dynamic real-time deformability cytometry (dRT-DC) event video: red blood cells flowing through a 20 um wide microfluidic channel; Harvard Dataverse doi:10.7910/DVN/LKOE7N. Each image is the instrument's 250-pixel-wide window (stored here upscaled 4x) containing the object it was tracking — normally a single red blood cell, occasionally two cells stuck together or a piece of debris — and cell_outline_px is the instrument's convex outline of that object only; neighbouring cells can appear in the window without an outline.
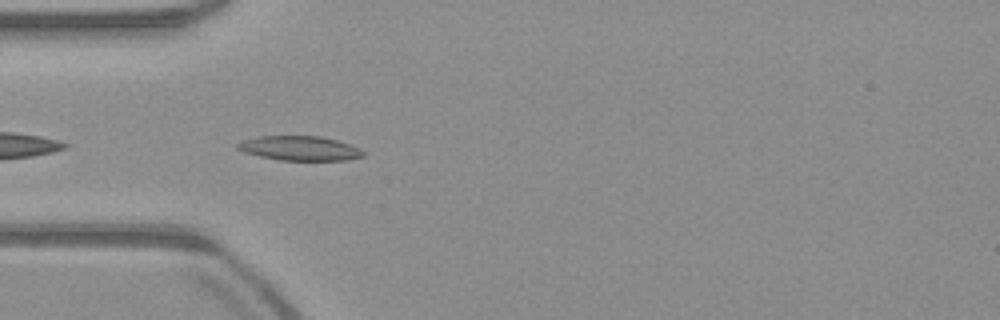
{"species": "common noctule bat (a hibernating species)", "species_latin": "Nyctalus noctula", "temperature_condition": "warm", "stored_images_in_passage": 28, "camera_frame_rate_fps": 3000, "um_per_image_px": 0.085, "animal": {"sex": "male", "body_mass_g": 23.1, "forearm_length_mm": 52.7}, "frame": {"image": 1, "passage_image": 2, "time_ms": 0.333, "image_size_px": [1000, 320], "cell_outline_px": [[364, 156], [344, 160], [280, 160], [260, 156], [244, 152], [236, 148], [236, 144], [244, 140], [260, 136], [320, 136], [336, 140], [360, 148], [364, 152]], "centroid_in_image_um": [25.47, 12.6], "position_along_channel_um": 59.5, "area_um2": 17.74}}
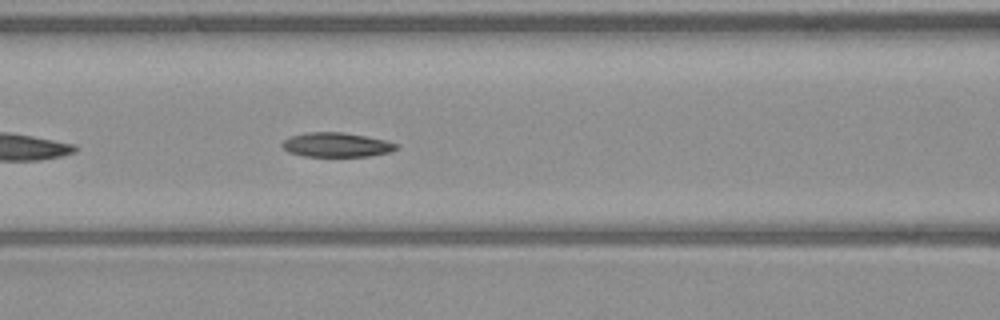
{"frame": {"image": 2, "passage_image": 8, "time_ms": 2.333, "image_size_px": [1000, 320], "cell_outline_px": [[396, 148], [392, 152], [368, 156], [304, 156], [288, 152], [280, 144], [288, 136], [304, 132], [344, 132], [384, 140], [396, 144]], "centroid_in_image_um": [28.53, 12.3], "position_along_channel_um": 138.1, "area_um2": 16.18}}
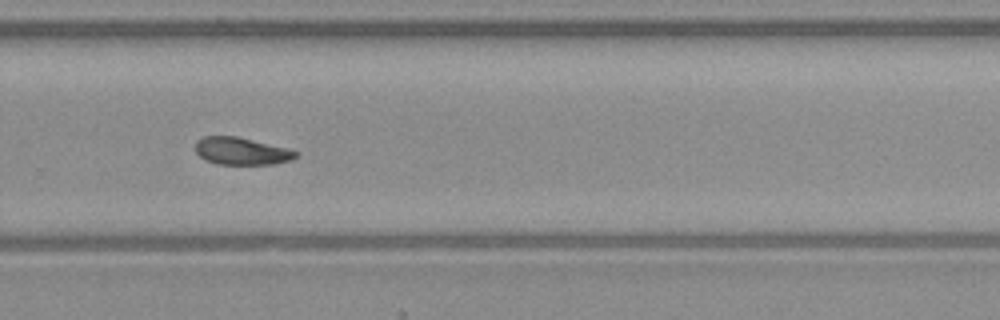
{"frame": {"image": 3, "passage_image": 21, "time_ms": 6.667, "image_size_px": [1000, 320], "cell_outline_px": [[300, 152], [292, 160], [272, 164], [216, 164], [200, 156], [196, 152], [196, 140], [204, 136], [236, 136], [288, 148]], "centroid_in_image_um": [20.54, 12.84], "position_along_channel_um": 309.3, "area_um2": 15.95}}